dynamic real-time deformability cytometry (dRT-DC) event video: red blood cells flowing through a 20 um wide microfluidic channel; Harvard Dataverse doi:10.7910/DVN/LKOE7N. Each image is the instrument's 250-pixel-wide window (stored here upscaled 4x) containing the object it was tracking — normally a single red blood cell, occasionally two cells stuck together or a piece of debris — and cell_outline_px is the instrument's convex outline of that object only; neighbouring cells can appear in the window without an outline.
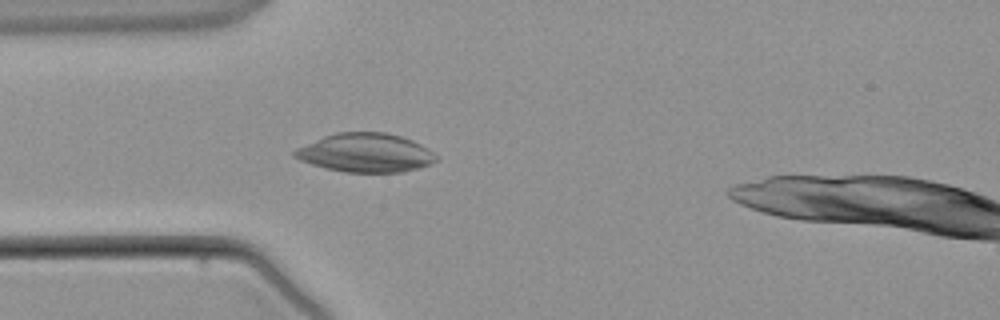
{"species": "common noctule bat (a hibernating species)", "species_latin": "Nyctalus noctula", "temperature_condition": "warm", "stored_images_in_passage": 5, "camera_frame_rate_fps": 3000, "um_per_image_px": 0.085, "animal": {"sex": "male", "body_mass_g": 21.5, "forearm_length_mm": 52.0}, "frame": {"image": 1, "passage_image": 4, "time_ms": 3.333, "image_size_px": [1000, 320], "cell_outline_px": [[440, 160], [432, 164], [420, 168], [404, 172], [344, 172], [324, 168], [300, 160], [292, 156], [292, 152], [296, 148], [324, 136], [336, 132], [384, 132], [400, 136], [412, 140], [428, 148]], "centroid_in_image_um": [31.08, 12.99], "position_along_channel_um": 53.9, "area_um2": 32.19}}